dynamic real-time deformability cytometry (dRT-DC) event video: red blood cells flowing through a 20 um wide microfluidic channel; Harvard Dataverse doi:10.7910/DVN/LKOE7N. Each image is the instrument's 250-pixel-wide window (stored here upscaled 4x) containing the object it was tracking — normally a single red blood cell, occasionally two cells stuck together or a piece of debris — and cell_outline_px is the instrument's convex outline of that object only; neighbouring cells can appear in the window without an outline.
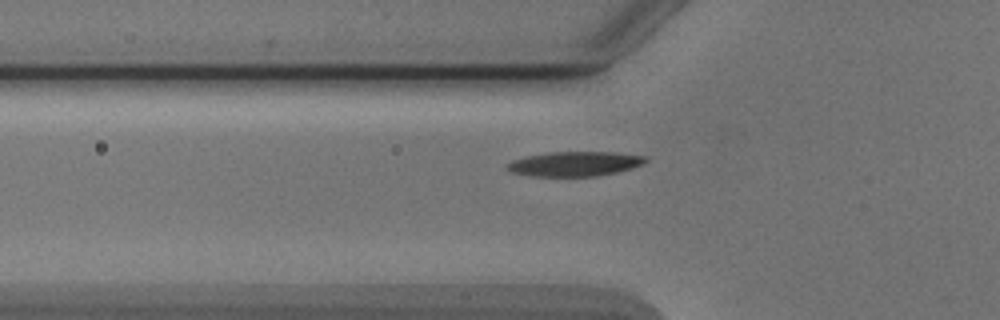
{"species": "Egyptian fruit bat (a non-hibernating species)", "species_latin": "Rousettus aegyptiacus", "temperature_condition": "cold", "stored_images_in_passage": 40, "camera_frame_rate_fps": 3000, "um_per_image_px": 0.085, "animal": {"sex": "male"}, "frame": {"image": 1, "passage_image": 8, "time_ms": 2.333, "image_size_px": [1000, 320], "cell_outline_px": [[648, 160], [644, 164], [632, 168], [616, 172], [596, 176], [532, 176], [512, 172], [504, 164], [512, 160], [528, 156], [548, 152], [616, 152], [648, 156]], "centroid_in_image_um": [48.9, 13.92], "position_along_channel_um": 76.9, "area_um2": 19.94}}
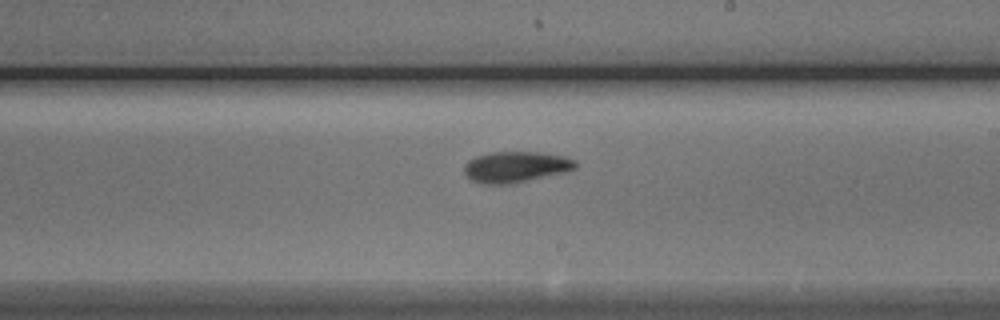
{"frame": {"image": 2, "passage_image": 21, "time_ms": 6.667, "image_size_px": [1000, 320], "cell_outline_px": [[576, 168], [564, 172], [512, 184], [484, 184], [472, 180], [464, 172], [464, 164], [468, 160], [476, 156], [488, 152], [540, 152], [564, 156], [576, 160]], "centroid_in_image_um": [43.83, 14.18], "position_along_channel_um": 245.2, "area_um2": 20.11}}
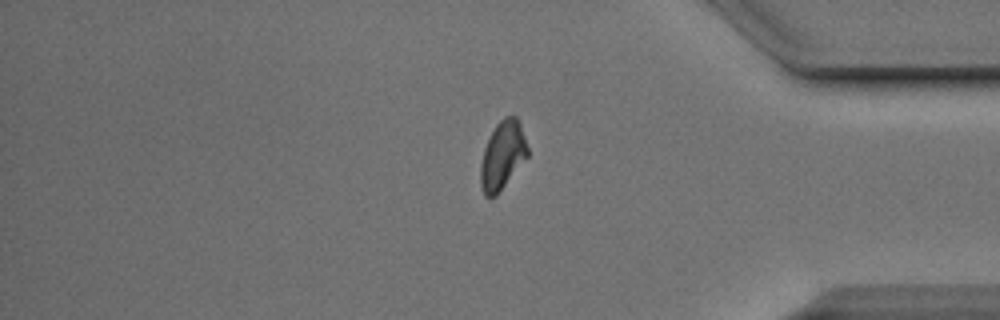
{"frame": {"image": 3, "passage_image": 34, "time_ms": 11.0, "image_size_px": [1000, 320], "cell_outline_px": [[528, 156], [496, 196], [484, 196], [480, 184], [480, 164], [484, 148], [496, 124], [504, 116], [516, 116], [520, 124], [528, 148]], "centroid_in_image_um": [42.7, 13.21], "position_along_channel_um": 392.5, "area_um2": 18.55}, "authors_computed_cell_mechanics": {"area_um2": 19.1029, "velocity_mm_per_s": 3.8744, "shape_relaxation_time_tau1_ms": 2.7621, "shape_relaxation_time_tau2_ms": 4.2608, "deformation_change_tau1": 0.1402, "deformation_change_tau2": 0.1052}}